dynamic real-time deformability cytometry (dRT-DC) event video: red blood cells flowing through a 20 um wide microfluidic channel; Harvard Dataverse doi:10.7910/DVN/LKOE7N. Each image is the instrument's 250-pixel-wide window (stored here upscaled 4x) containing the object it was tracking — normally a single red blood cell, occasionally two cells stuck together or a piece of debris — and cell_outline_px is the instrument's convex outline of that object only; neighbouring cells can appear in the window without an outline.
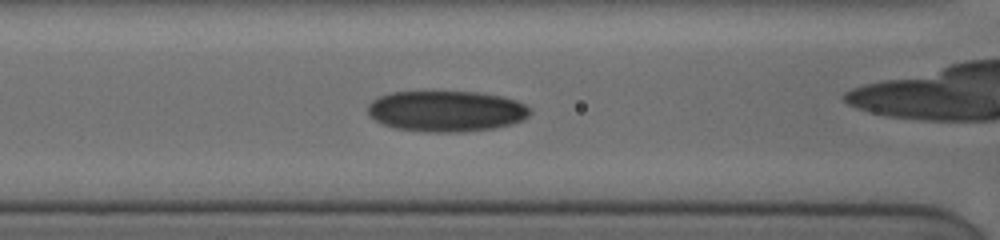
{"species": "human", "species_latin": "Homo sapiens", "temperature_condition": "cold", "stored_images_in_passage": 13, "camera_frame_rate_fps": 3000, "um_per_image_px": 0.085, "donor": {"sex": "female"}, "frame": {"image": 1, "passage_image": 8, "time_ms": 4.333, "image_size_px": [1000, 240], "cell_outline_px": [[532, 112], [528, 116], [512, 124], [492, 128], [456, 132], [428, 132], [392, 128], [368, 116], [368, 104], [372, 100], [380, 96], [392, 92], [476, 92], [500, 96], [516, 100], [524, 104]], "centroid_in_image_um": [37.9, 9.45], "position_along_channel_um": 128.7, "area_um2": 38.49}}